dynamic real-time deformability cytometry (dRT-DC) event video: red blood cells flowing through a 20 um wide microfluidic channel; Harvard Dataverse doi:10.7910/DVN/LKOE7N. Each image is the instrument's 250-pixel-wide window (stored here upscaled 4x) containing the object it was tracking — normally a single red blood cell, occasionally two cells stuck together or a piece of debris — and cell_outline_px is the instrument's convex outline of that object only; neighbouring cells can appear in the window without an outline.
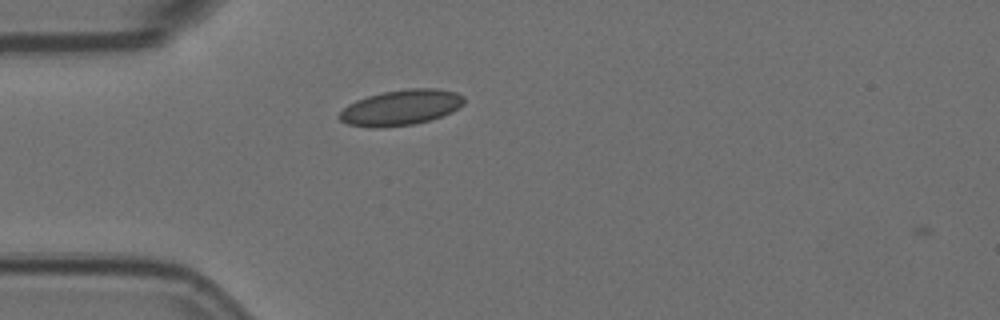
{"species": "Egyptian fruit bat (a non-hibernating species)", "species_latin": "Rousettus aegyptiacus", "temperature_condition": "room temperature", "stored_images_in_passage": 4, "camera_frame_rate_fps": 3000, "um_per_image_px": 0.085, "animal": {"sex": "female"}, "frame": {"image": 1, "passage_image": 3, "time_ms": 0.667, "image_size_px": [1000, 320], "cell_outline_px": [[464, 104], [452, 112], [432, 120], [412, 124], [384, 128], [368, 128], [348, 124], [340, 120], [336, 116], [348, 104], [356, 100], [368, 96], [384, 92], [408, 88], [436, 88], [456, 92], [464, 96]], "centroid_in_image_um": [34.07, 9.15], "position_along_channel_um": 50.9, "area_um2": 26.07}}